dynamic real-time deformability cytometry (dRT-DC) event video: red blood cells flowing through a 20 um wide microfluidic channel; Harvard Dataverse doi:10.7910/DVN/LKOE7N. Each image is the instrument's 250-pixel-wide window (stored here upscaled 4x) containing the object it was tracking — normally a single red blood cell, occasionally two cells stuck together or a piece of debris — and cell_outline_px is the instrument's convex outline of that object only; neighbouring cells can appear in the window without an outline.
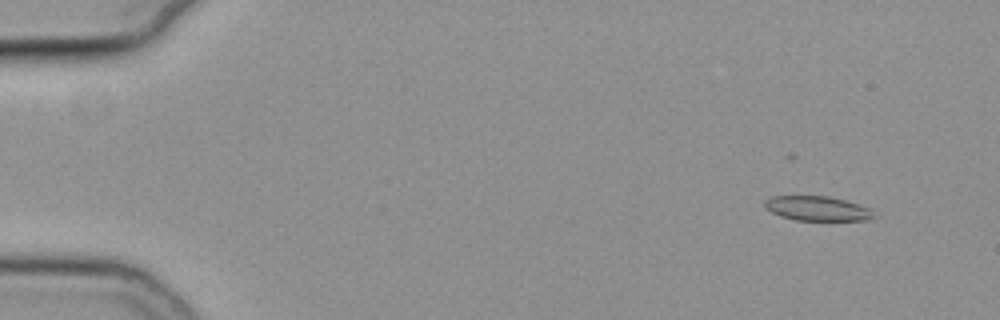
{"species": "common noctule bat (a hibernating species)", "species_latin": "Nyctalus noctula", "temperature_condition": "cold", "stored_images_in_passage": 14, "camera_frame_rate_fps": 3000, "um_per_image_px": 0.085, "animal": {"sex": "female", "body_mass_g": 19.3, "forearm_length_mm": 54.1}, "frame": {"image": 1, "passage_image": 3, "time_ms": 0.667, "image_size_px": [1000, 320], "cell_outline_px": [[876, 216], [868, 220], [796, 220], [780, 216], [764, 208], [764, 200], [768, 196], [828, 196], [844, 200], [872, 208]], "centroid_in_image_um": [69.46, 17.71], "position_along_channel_um": 15.5, "area_um2": 15.78}}